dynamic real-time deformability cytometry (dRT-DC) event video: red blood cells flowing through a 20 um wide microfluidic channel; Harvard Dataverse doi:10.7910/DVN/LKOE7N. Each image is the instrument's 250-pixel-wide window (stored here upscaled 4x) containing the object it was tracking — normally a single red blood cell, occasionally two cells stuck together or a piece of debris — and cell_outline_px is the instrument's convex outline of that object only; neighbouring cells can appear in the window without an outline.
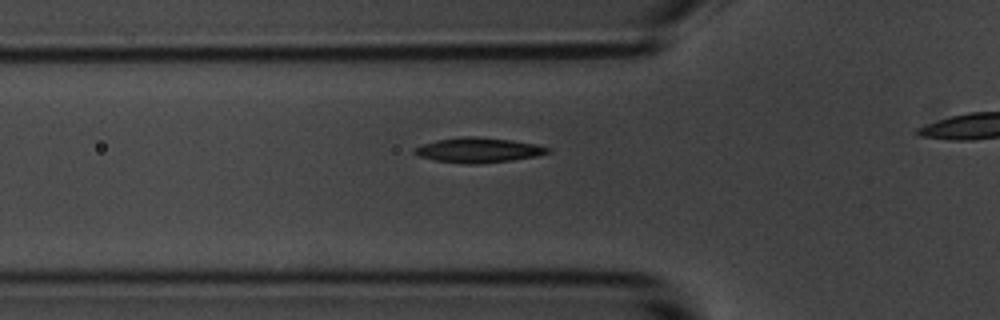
{"species": "common noctule bat (a hibernating species)", "species_latin": "Nyctalus noctula", "temperature_condition": "room temperature", "stored_images_in_passage": 14, "camera_frame_rate_fps": 3000, "um_per_image_px": 0.085, "animal": {"sex": "male", "body_mass_g": 20.1, "forearm_length_mm": 53.5}, "frame": {"image": 1, "passage_image": 5, "time_ms": 1.333, "image_size_px": [1000, 320], "cell_outline_px": [[552, 152], [536, 156], [512, 160], [476, 164], [468, 164], [436, 160], [420, 156], [412, 152], [412, 148], [436, 140], [464, 136], [476, 136], [512, 140], [536, 144], [552, 148]], "centroid_in_image_um": [40.69, 12.75], "position_along_channel_um": 85.1, "area_um2": 19.36}}
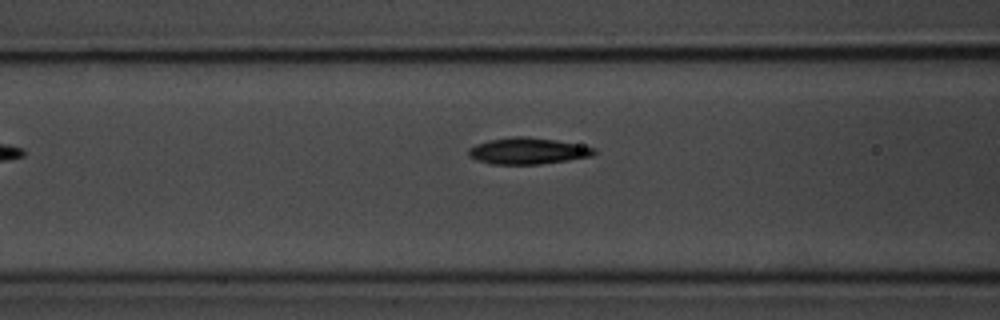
{"frame": {"image": 2, "passage_image": 8, "time_ms": 2.333, "image_size_px": [1000, 320], "cell_outline_px": [[596, 152], [592, 156], [568, 160], [540, 164], [492, 164], [476, 160], [468, 156], [468, 148], [476, 144], [488, 140], [512, 136], [524, 136], [556, 140], [596, 148]], "centroid_in_image_um": [44.83, 12.83], "position_along_channel_um": 121.8, "area_um2": 19.36}}
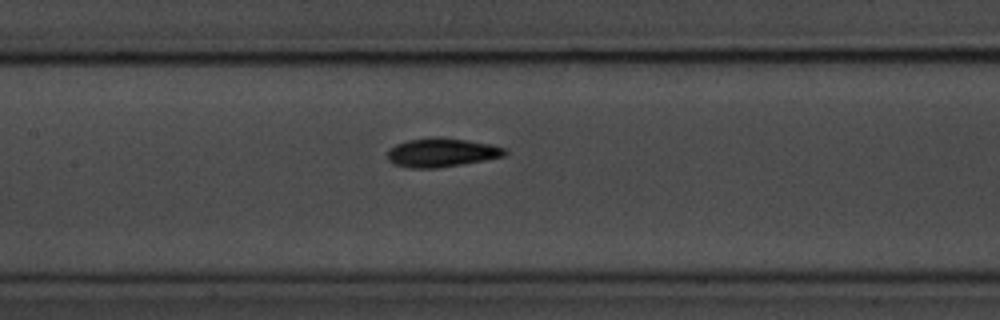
{"frame": {"image": 3, "passage_image": 12, "time_ms": 3.667, "image_size_px": [1000, 320], "cell_outline_px": [[508, 152], [504, 156], [484, 160], [436, 168], [412, 168], [396, 164], [388, 160], [388, 148], [396, 144], [408, 140], [440, 136], [492, 144], [504, 148]], "centroid_in_image_um": [37.54, 12.95], "position_along_channel_um": 169.9, "area_um2": 19.59}}